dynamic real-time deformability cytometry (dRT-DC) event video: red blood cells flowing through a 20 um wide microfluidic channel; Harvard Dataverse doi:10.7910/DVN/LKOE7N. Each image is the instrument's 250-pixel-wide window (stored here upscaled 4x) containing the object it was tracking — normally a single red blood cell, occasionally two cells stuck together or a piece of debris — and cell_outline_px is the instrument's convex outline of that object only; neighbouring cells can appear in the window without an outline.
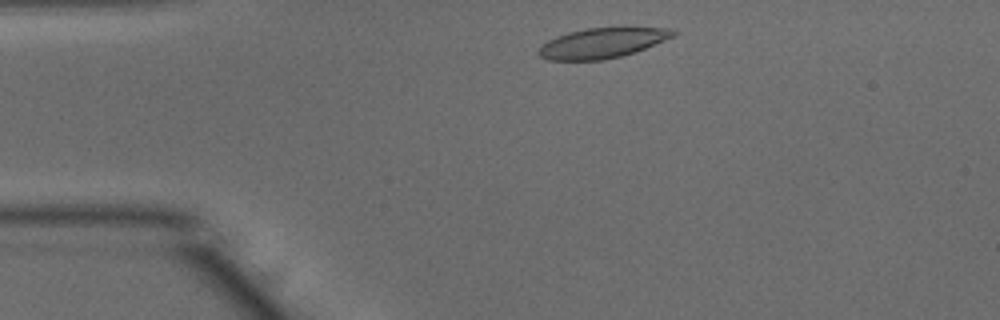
{"species": "common noctule bat (a hibernating species)", "species_latin": "Nyctalus noctula", "temperature_condition": "warm", "stored_images_in_passage": 44, "camera_frame_rate_fps": 3000, "um_per_image_px": 0.085, "animal": {"sex": "male", "body_mass_g": 15.6}, "frame": {"image": 1, "passage_image": 3, "time_ms": 0.667, "image_size_px": [1000, 320], "cell_outline_px": [[676, 36], [644, 48], [620, 56], [600, 60], [548, 60], [540, 56], [536, 52], [548, 40], [556, 36], [568, 32], [584, 28], [620, 24], [624, 24], [668, 28], [676, 32]], "centroid_in_image_um": [51.25, 3.58], "position_along_channel_um": 33.8, "area_um2": 24.51}}
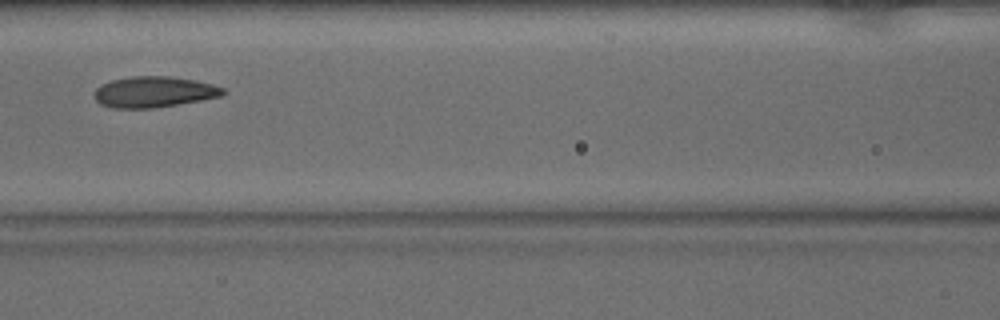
{"frame": {"image": 2, "passage_image": 15, "time_ms": 4.667, "image_size_px": [1000, 320], "cell_outline_px": [[228, 92], [220, 96], [200, 100], [152, 108], [112, 108], [100, 104], [96, 100], [96, 88], [100, 84], [112, 80], [132, 76], [168, 76], [192, 80], [212, 84], [224, 88]], "centroid_in_image_um": [13.08, 7.81], "position_along_channel_um": 153.5, "area_um2": 22.95}}
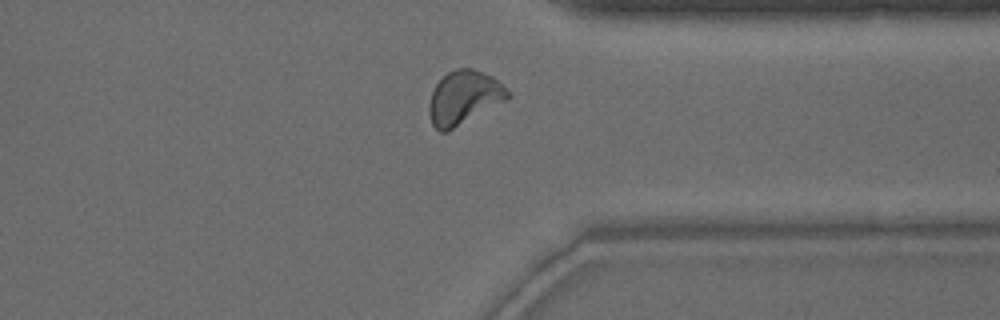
{"frame": {"image": 3, "passage_image": 32, "time_ms": 10.333, "image_size_px": [1000, 320], "cell_outline_px": [[512, 96], [508, 100], [448, 132], [440, 132], [432, 124], [428, 112], [428, 104], [432, 92], [436, 84], [448, 72], [456, 68], [472, 68], [492, 76], [512, 92]], "centroid_in_image_um": [39.46, 8.31], "position_along_channel_um": 371.9, "area_um2": 24.97}, "authors_computed_cell_mechanics": {"area_um2": 23.5246, "velocity_mm_per_s": 3.909, "shape_relaxation_time_tau1_ms": 4.2813, "shape_relaxation_time_tau2_ms": 1.5399, "deformation_change_tau1": 0.1548, "deformation_change_tau2": 0.0809}}